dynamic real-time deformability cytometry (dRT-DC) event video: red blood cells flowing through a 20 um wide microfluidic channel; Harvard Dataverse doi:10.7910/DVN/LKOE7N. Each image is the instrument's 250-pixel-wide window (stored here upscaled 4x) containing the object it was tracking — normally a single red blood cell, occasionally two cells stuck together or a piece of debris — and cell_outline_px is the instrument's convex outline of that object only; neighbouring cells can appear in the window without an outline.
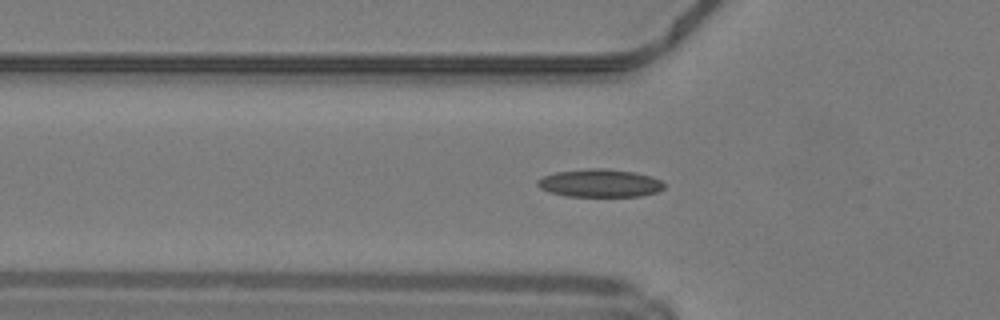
{"species": "common noctule bat (a hibernating species)", "species_latin": "Nyctalus noctula", "temperature_condition": "warm", "stored_images_in_passage": 36, "camera_frame_rate_fps": 3000, "um_per_image_px": 0.085, "animal": {"sex": "male", "body_mass_g": 19.2, "forearm_length_mm": 51.8}, "frame": {"image": 1, "passage_image": 7, "time_ms": 2.0, "image_size_px": [1000, 320], "cell_outline_px": [[664, 188], [656, 192], [640, 196], [564, 196], [548, 192], [540, 188], [536, 184], [536, 180], [544, 176], [556, 172], [588, 168], [608, 168], [636, 172], [652, 176], [660, 180], [664, 184]], "centroid_in_image_um": [50.97, 15.56], "position_along_channel_um": 74.8, "area_um2": 20.81}}
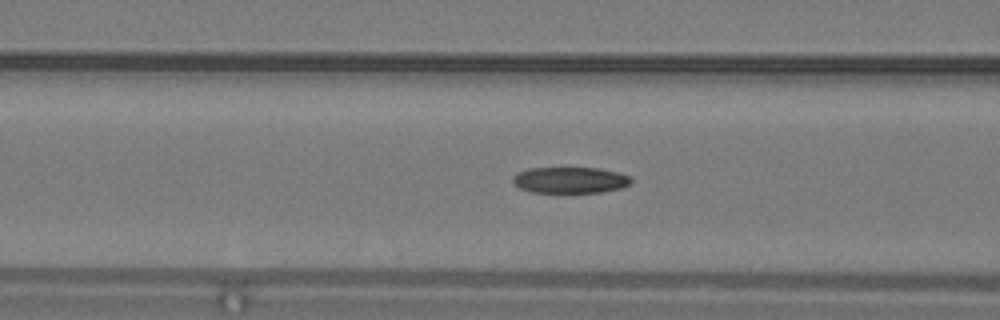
{"frame": {"image": 2, "passage_image": 10, "time_ms": 3.0, "image_size_px": [1000, 320], "cell_outline_px": [[632, 180], [628, 184], [620, 188], [604, 192], [532, 192], [520, 188], [512, 180], [512, 176], [528, 168], [596, 168], [616, 172], [632, 176]], "centroid_in_image_um": [48.47, 15.3], "position_along_channel_um": 118.1, "area_um2": 17.86}}
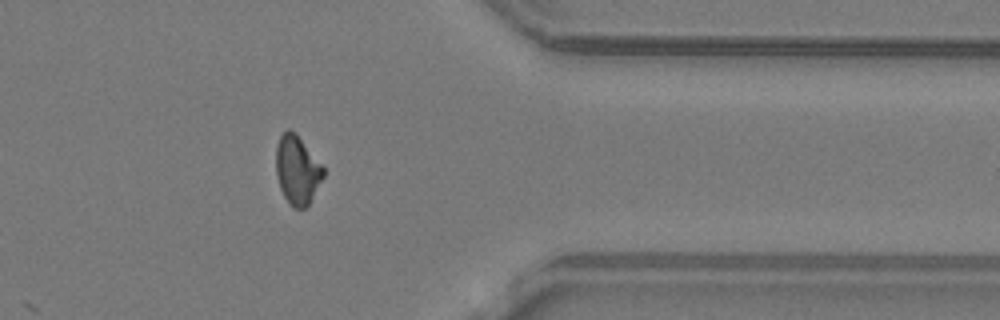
{"frame": {"image": 3, "passage_image": 30, "time_ms": 9.667, "image_size_px": [1000, 320], "cell_outline_px": [[324, 176], [308, 204], [304, 208], [292, 208], [288, 204], [280, 188], [276, 176], [276, 144], [280, 136], [288, 128], [300, 140], [324, 168]], "centroid_in_image_um": [25.23, 14.5], "position_along_channel_um": 386.2, "area_um2": 18.5}}